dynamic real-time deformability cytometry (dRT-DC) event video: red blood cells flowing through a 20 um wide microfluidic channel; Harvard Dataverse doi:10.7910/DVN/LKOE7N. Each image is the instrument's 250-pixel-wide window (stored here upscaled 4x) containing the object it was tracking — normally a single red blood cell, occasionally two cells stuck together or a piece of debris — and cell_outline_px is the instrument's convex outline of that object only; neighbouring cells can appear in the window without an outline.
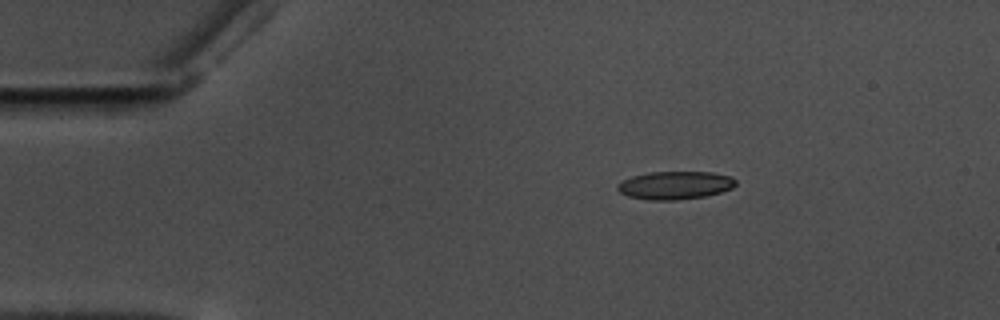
{"species": "common noctule bat (a hibernating species)", "species_latin": "Nyctalus noctula", "temperature_condition": "warm", "stored_images_in_passage": 21, "camera_frame_rate_fps": 3000, "um_per_image_px": 0.085, "animal": {"sex": "male", "body_mass_g": 17.5, "forearm_length_mm": 52.3}, "frame": {"image": 1, "passage_image": 1, "time_ms": 0.0, "image_size_px": [1000, 320], "cell_outline_px": [[736, 184], [732, 188], [720, 192], [704, 196], [676, 200], [652, 200], [628, 196], [620, 192], [616, 188], [616, 184], [632, 176], [652, 172], [712, 172], [732, 176], [736, 180]], "centroid_in_image_um": [57.39, 15.74], "position_along_channel_um": 27.6, "area_um2": 19.25}}
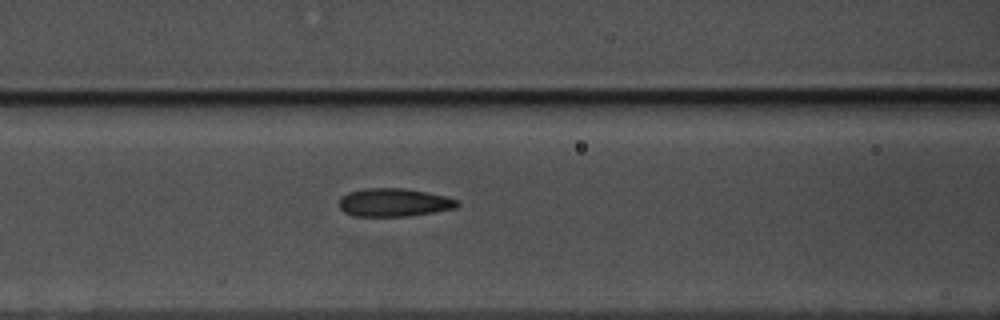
{"frame": {"image": 2, "passage_image": 15, "time_ms": 4.667, "image_size_px": [1000, 320], "cell_outline_px": [[460, 204], [456, 208], [408, 216], [352, 216], [344, 212], [340, 208], [340, 196], [348, 192], [364, 188], [404, 188], [428, 192], [444, 196], [456, 200]], "centroid_in_image_um": [33.45, 17.2], "position_along_channel_um": 133.1, "area_um2": 19.42}}
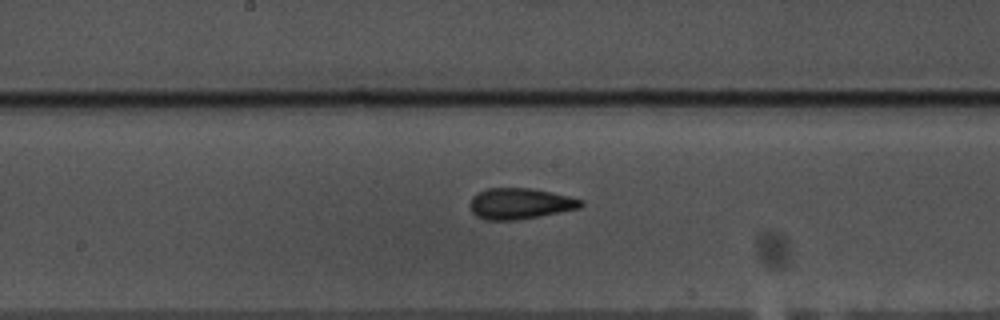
{"frame": {"image": 3, "passage_image": 21, "time_ms": 6.667, "image_size_px": [1000, 320], "cell_outline_px": [[584, 204], [580, 208], [540, 216], [516, 220], [488, 220], [476, 216], [472, 212], [472, 196], [488, 188], [532, 188], [552, 192], [584, 200]], "centroid_in_image_um": [44.25, 17.3], "position_along_channel_um": 204.0, "area_um2": 19.88}}